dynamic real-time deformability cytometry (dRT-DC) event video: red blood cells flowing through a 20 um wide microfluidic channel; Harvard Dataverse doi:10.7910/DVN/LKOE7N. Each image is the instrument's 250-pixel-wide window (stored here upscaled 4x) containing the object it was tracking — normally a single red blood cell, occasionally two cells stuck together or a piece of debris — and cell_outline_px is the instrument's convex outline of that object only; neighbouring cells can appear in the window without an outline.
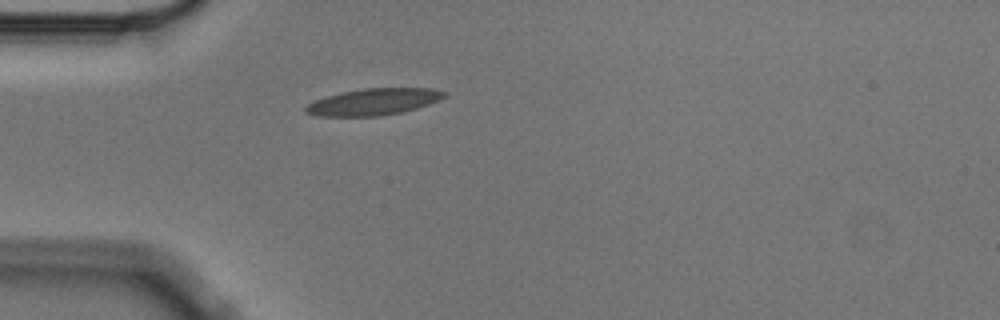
{"species": "Egyptian fruit bat (a non-hibernating species)", "species_latin": "Rousettus aegyptiacus", "temperature_condition": "cold", "stored_images_in_passage": 1, "camera_frame_rate_fps": 3000, "um_per_image_px": 0.085, "animal": {"sex": "male"}, "frame": {"image": 1, "passage_image": 1, "time_ms": 0.0, "image_size_px": [1000, 320], "cell_outline_px": [[448, 96], [440, 100], [416, 108], [400, 112], [380, 116], [320, 116], [304, 112], [304, 108], [308, 104], [316, 100], [328, 96], [344, 92], [364, 88], [432, 88], [448, 92]], "centroid_in_image_um": [31.81, 8.65], "position_along_channel_um": 53.2, "area_um2": 21.39}}